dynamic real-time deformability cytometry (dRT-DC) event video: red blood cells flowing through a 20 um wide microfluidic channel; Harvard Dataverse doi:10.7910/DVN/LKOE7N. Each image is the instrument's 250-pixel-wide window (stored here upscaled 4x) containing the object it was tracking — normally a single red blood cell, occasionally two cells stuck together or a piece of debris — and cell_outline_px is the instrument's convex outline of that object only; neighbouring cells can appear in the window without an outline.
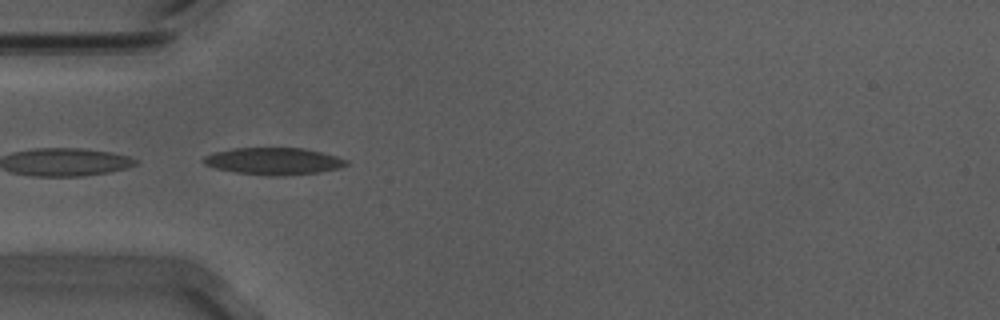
{"species": "Egyptian fruit bat (a non-hibernating species)", "species_latin": "Rousettus aegyptiacus", "temperature_condition": "warm", "stored_images_in_passage": 25, "camera_frame_rate_fps": 3000, "um_per_image_px": 0.085, "animal": {"sex": "male"}, "frame": {"image": 1, "passage_image": 1, "time_ms": 0.0, "image_size_px": [1000, 320], "cell_outline_px": [[348, 164], [340, 168], [320, 172], [284, 176], [268, 176], [236, 172], [212, 168], [204, 164], [200, 160], [204, 156], [212, 152], [232, 148], [304, 148], [336, 156], [348, 160]], "centroid_in_image_um": [23.21, 13.7], "position_along_channel_um": 61.8, "area_um2": 22.77}}
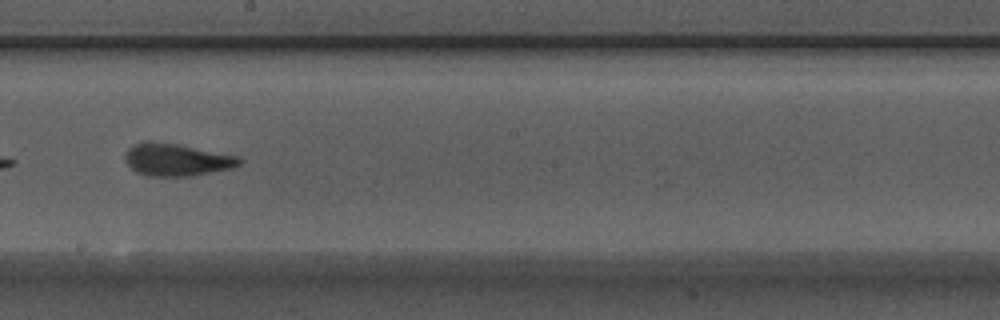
{"frame": {"image": 2, "passage_image": 15, "time_ms": 4.667, "image_size_px": [1000, 320], "cell_outline_px": [[244, 160], [240, 164], [232, 168], [192, 176], [148, 176], [136, 172], [128, 164], [124, 156], [124, 152], [128, 148], [144, 140], [152, 140], [180, 144], [240, 156]], "centroid_in_image_um": [15.03, 13.56], "position_along_channel_um": 233.2, "area_um2": 21.96}}
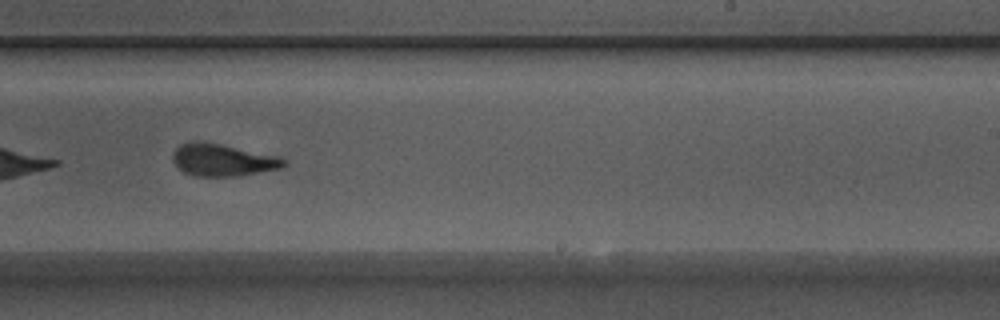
{"frame": {"image": 3, "passage_image": 18, "time_ms": 5.667, "image_size_px": [1000, 320], "cell_outline_px": [[288, 164], [280, 168], [240, 176], [192, 176], [184, 172], [172, 160], [172, 152], [180, 144], [196, 140], [200, 140], [220, 144], [276, 156], [288, 160]], "centroid_in_image_um": [18.9, 13.6], "position_along_channel_um": 270.1, "area_um2": 20.87}}